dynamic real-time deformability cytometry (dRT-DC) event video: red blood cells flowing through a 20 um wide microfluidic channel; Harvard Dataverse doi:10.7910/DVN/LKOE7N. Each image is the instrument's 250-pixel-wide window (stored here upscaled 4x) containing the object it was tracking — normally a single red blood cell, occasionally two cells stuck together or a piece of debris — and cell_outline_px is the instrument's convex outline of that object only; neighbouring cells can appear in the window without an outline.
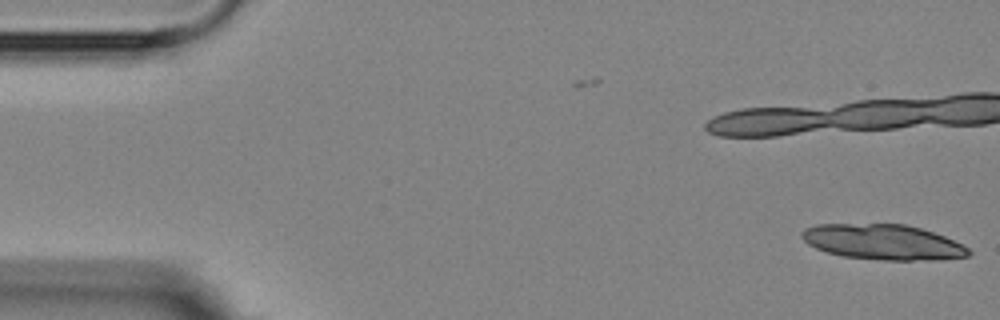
{"species": "Egyptian fruit bat (a non-hibernating species)", "species_latin": "Rousettus aegyptiacus", "temperature_condition": "room temperature", "stored_images_in_passage": 3, "camera_frame_rate_fps": 3000, "um_per_image_px": 0.085, "animal": {"sex": "female"}, "frame": {"image": 1, "passage_image": 3, "time_ms": 3.333, "image_size_px": [1000, 320], "cell_outline_px": [[972, 252], [968, 256], [940, 260], [888, 260], [844, 256], [828, 252], [816, 248], [808, 244], [800, 236], [800, 232], [804, 228], [816, 224], [904, 224], [920, 228], [944, 236], [968, 248]], "centroid_in_image_um": [75.03, 20.57], "position_along_channel_um": 10.0, "area_um2": 34.16}}